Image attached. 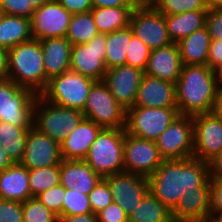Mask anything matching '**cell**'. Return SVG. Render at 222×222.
I'll return each instance as SVG.
<instances>
[{"mask_svg":"<svg viewBox=\"0 0 222 222\" xmlns=\"http://www.w3.org/2000/svg\"><path fill=\"white\" fill-rule=\"evenodd\" d=\"M99 34L90 12L72 15L66 38L72 45L88 43Z\"/></svg>","mask_w":222,"mask_h":222,"instance_id":"d6a6232c","label":"cell"},{"mask_svg":"<svg viewBox=\"0 0 222 222\" xmlns=\"http://www.w3.org/2000/svg\"><path fill=\"white\" fill-rule=\"evenodd\" d=\"M211 207L210 214L222 217V177H210Z\"/></svg>","mask_w":222,"mask_h":222,"instance_id":"ee69618b","label":"cell"},{"mask_svg":"<svg viewBox=\"0 0 222 222\" xmlns=\"http://www.w3.org/2000/svg\"><path fill=\"white\" fill-rule=\"evenodd\" d=\"M211 188L195 187L182 193L171 211L173 222H206L210 217Z\"/></svg>","mask_w":222,"mask_h":222,"instance_id":"d6986e66","label":"cell"},{"mask_svg":"<svg viewBox=\"0 0 222 222\" xmlns=\"http://www.w3.org/2000/svg\"><path fill=\"white\" fill-rule=\"evenodd\" d=\"M28 130L24 126L0 122V144L15 163L23 158Z\"/></svg>","mask_w":222,"mask_h":222,"instance_id":"1f68e13d","label":"cell"},{"mask_svg":"<svg viewBox=\"0 0 222 222\" xmlns=\"http://www.w3.org/2000/svg\"><path fill=\"white\" fill-rule=\"evenodd\" d=\"M59 222H97V215L94 213L63 216Z\"/></svg>","mask_w":222,"mask_h":222,"instance_id":"681fc988","label":"cell"},{"mask_svg":"<svg viewBox=\"0 0 222 222\" xmlns=\"http://www.w3.org/2000/svg\"><path fill=\"white\" fill-rule=\"evenodd\" d=\"M164 161L156 141L125 133L123 164L124 172L151 176Z\"/></svg>","mask_w":222,"mask_h":222,"instance_id":"8fae6325","label":"cell"},{"mask_svg":"<svg viewBox=\"0 0 222 222\" xmlns=\"http://www.w3.org/2000/svg\"><path fill=\"white\" fill-rule=\"evenodd\" d=\"M72 14L57 0L35 8L31 17V32L36 40L66 37Z\"/></svg>","mask_w":222,"mask_h":222,"instance_id":"5bb4252c","label":"cell"},{"mask_svg":"<svg viewBox=\"0 0 222 222\" xmlns=\"http://www.w3.org/2000/svg\"><path fill=\"white\" fill-rule=\"evenodd\" d=\"M96 81L68 70L48 81L40 94L53 104L83 111L89 91Z\"/></svg>","mask_w":222,"mask_h":222,"instance_id":"8992f818","label":"cell"},{"mask_svg":"<svg viewBox=\"0 0 222 222\" xmlns=\"http://www.w3.org/2000/svg\"><path fill=\"white\" fill-rule=\"evenodd\" d=\"M133 35L130 26L106 34L105 64L107 69L126 65L127 47Z\"/></svg>","mask_w":222,"mask_h":222,"instance_id":"4dcf8cb0","label":"cell"},{"mask_svg":"<svg viewBox=\"0 0 222 222\" xmlns=\"http://www.w3.org/2000/svg\"><path fill=\"white\" fill-rule=\"evenodd\" d=\"M102 179L84 160H65L60 164V184L88 195Z\"/></svg>","mask_w":222,"mask_h":222,"instance_id":"603a6c76","label":"cell"},{"mask_svg":"<svg viewBox=\"0 0 222 222\" xmlns=\"http://www.w3.org/2000/svg\"><path fill=\"white\" fill-rule=\"evenodd\" d=\"M134 106L177 108L175 83L161 80L144 73L138 87Z\"/></svg>","mask_w":222,"mask_h":222,"instance_id":"ffe728a7","label":"cell"},{"mask_svg":"<svg viewBox=\"0 0 222 222\" xmlns=\"http://www.w3.org/2000/svg\"><path fill=\"white\" fill-rule=\"evenodd\" d=\"M218 75V85L219 87H222V67L217 71Z\"/></svg>","mask_w":222,"mask_h":222,"instance_id":"680465c9","label":"cell"},{"mask_svg":"<svg viewBox=\"0 0 222 222\" xmlns=\"http://www.w3.org/2000/svg\"><path fill=\"white\" fill-rule=\"evenodd\" d=\"M208 10L188 11L165 15L168 34L173 43H178L191 33L205 27Z\"/></svg>","mask_w":222,"mask_h":222,"instance_id":"4316f807","label":"cell"},{"mask_svg":"<svg viewBox=\"0 0 222 222\" xmlns=\"http://www.w3.org/2000/svg\"><path fill=\"white\" fill-rule=\"evenodd\" d=\"M151 50L135 35L128 43L126 65L145 71Z\"/></svg>","mask_w":222,"mask_h":222,"instance_id":"8d00e7d4","label":"cell"},{"mask_svg":"<svg viewBox=\"0 0 222 222\" xmlns=\"http://www.w3.org/2000/svg\"><path fill=\"white\" fill-rule=\"evenodd\" d=\"M207 9L222 7V0H202Z\"/></svg>","mask_w":222,"mask_h":222,"instance_id":"9f6ffc18","label":"cell"},{"mask_svg":"<svg viewBox=\"0 0 222 222\" xmlns=\"http://www.w3.org/2000/svg\"><path fill=\"white\" fill-rule=\"evenodd\" d=\"M133 7H93V15L99 34H109L130 24Z\"/></svg>","mask_w":222,"mask_h":222,"instance_id":"f1b7e54d","label":"cell"},{"mask_svg":"<svg viewBox=\"0 0 222 222\" xmlns=\"http://www.w3.org/2000/svg\"><path fill=\"white\" fill-rule=\"evenodd\" d=\"M155 9L164 15L208 10L202 0H160Z\"/></svg>","mask_w":222,"mask_h":222,"instance_id":"74e56055","label":"cell"},{"mask_svg":"<svg viewBox=\"0 0 222 222\" xmlns=\"http://www.w3.org/2000/svg\"><path fill=\"white\" fill-rule=\"evenodd\" d=\"M33 38L31 19L3 14L0 19V47L10 49Z\"/></svg>","mask_w":222,"mask_h":222,"instance_id":"83f0119b","label":"cell"},{"mask_svg":"<svg viewBox=\"0 0 222 222\" xmlns=\"http://www.w3.org/2000/svg\"><path fill=\"white\" fill-rule=\"evenodd\" d=\"M72 15L90 12L93 8L91 0H57Z\"/></svg>","mask_w":222,"mask_h":222,"instance_id":"7dc6e473","label":"cell"},{"mask_svg":"<svg viewBox=\"0 0 222 222\" xmlns=\"http://www.w3.org/2000/svg\"><path fill=\"white\" fill-rule=\"evenodd\" d=\"M60 144L32 126L27 133L26 146L20 163L28 170L60 165Z\"/></svg>","mask_w":222,"mask_h":222,"instance_id":"e0dca14e","label":"cell"},{"mask_svg":"<svg viewBox=\"0 0 222 222\" xmlns=\"http://www.w3.org/2000/svg\"><path fill=\"white\" fill-rule=\"evenodd\" d=\"M160 0H129L133 8H155Z\"/></svg>","mask_w":222,"mask_h":222,"instance_id":"11a10c76","label":"cell"},{"mask_svg":"<svg viewBox=\"0 0 222 222\" xmlns=\"http://www.w3.org/2000/svg\"><path fill=\"white\" fill-rule=\"evenodd\" d=\"M143 74V71L131 66H116L107 69L102 81L116 101L127 111L134 106Z\"/></svg>","mask_w":222,"mask_h":222,"instance_id":"ac0fdd59","label":"cell"},{"mask_svg":"<svg viewBox=\"0 0 222 222\" xmlns=\"http://www.w3.org/2000/svg\"><path fill=\"white\" fill-rule=\"evenodd\" d=\"M82 113L102 128L126 126V110L116 101L103 81H96L91 87Z\"/></svg>","mask_w":222,"mask_h":222,"instance_id":"ba28073f","label":"cell"},{"mask_svg":"<svg viewBox=\"0 0 222 222\" xmlns=\"http://www.w3.org/2000/svg\"><path fill=\"white\" fill-rule=\"evenodd\" d=\"M37 94L10 79L0 80V122L30 129Z\"/></svg>","mask_w":222,"mask_h":222,"instance_id":"52a82bcc","label":"cell"},{"mask_svg":"<svg viewBox=\"0 0 222 222\" xmlns=\"http://www.w3.org/2000/svg\"><path fill=\"white\" fill-rule=\"evenodd\" d=\"M128 222H173L171 211L150 191L128 215Z\"/></svg>","mask_w":222,"mask_h":222,"instance_id":"f546056e","label":"cell"},{"mask_svg":"<svg viewBox=\"0 0 222 222\" xmlns=\"http://www.w3.org/2000/svg\"><path fill=\"white\" fill-rule=\"evenodd\" d=\"M205 26L211 40H222V7L208 9Z\"/></svg>","mask_w":222,"mask_h":222,"instance_id":"7bdbcfd3","label":"cell"},{"mask_svg":"<svg viewBox=\"0 0 222 222\" xmlns=\"http://www.w3.org/2000/svg\"><path fill=\"white\" fill-rule=\"evenodd\" d=\"M89 203L94 214L105 209L113 202L107 181L102 178L95 188L88 194Z\"/></svg>","mask_w":222,"mask_h":222,"instance_id":"f35d334b","label":"cell"},{"mask_svg":"<svg viewBox=\"0 0 222 222\" xmlns=\"http://www.w3.org/2000/svg\"><path fill=\"white\" fill-rule=\"evenodd\" d=\"M125 128H102L84 159L102 178L124 172Z\"/></svg>","mask_w":222,"mask_h":222,"instance_id":"277c9868","label":"cell"},{"mask_svg":"<svg viewBox=\"0 0 222 222\" xmlns=\"http://www.w3.org/2000/svg\"><path fill=\"white\" fill-rule=\"evenodd\" d=\"M28 175L32 197L60 185V165L31 169Z\"/></svg>","mask_w":222,"mask_h":222,"instance_id":"836d02e7","label":"cell"},{"mask_svg":"<svg viewBox=\"0 0 222 222\" xmlns=\"http://www.w3.org/2000/svg\"><path fill=\"white\" fill-rule=\"evenodd\" d=\"M164 160L193 157L194 136L192 116L178 115L156 140Z\"/></svg>","mask_w":222,"mask_h":222,"instance_id":"30bf717a","label":"cell"},{"mask_svg":"<svg viewBox=\"0 0 222 222\" xmlns=\"http://www.w3.org/2000/svg\"><path fill=\"white\" fill-rule=\"evenodd\" d=\"M182 66L177 43H172L150 52L144 73L161 80L176 83Z\"/></svg>","mask_w":222,"mask_h":222,"instance_id":"44dd1931","label":"cell"},{"mask_svg":"<svg viewBox=\"0 0 222 222\" xmlns=\"http://www.w3.org/2000/svg\"><path fill=\"white\" fill-rule=\"evenodd\" d=\"M15 162L10 158L4 147L0 144V172L6 170Z\"/></svg>","mask_w":222,"mask_h":222,"instance_id":"db71d44e","label":"cell"},{"mask_svg":"<svg viewBox=\"0 0 222 222\" xmlns=\"http://www.w3.org/2000/svg\"><path fill=\"white\" fill-rule=\"evenodd\" d=\"M148 180L149 191L172 211L182 193L210 187L208 162L195 157L164 160Z\"/></svg>","mask_w":222,"mask_h":222,"instance_id":"6da1fadb","label":"cell"},{"mask_svg":"<svg viewBox=\"0 0 222 222\" xmlns=\"http://www.w3.org/2000/svg\"><path fill=\"white\" fill-rule=\"evenodd\" d=\"M85 118L82 111L53 104L37 96L33 111V126L59 144Z\"/></svg>","mask_w":222,"mask_h":222,"instance_id":"5b68a950","label":"cell"},{"mask_svg":"<svg viewBox=\"0 0 222 222\" xmlns=\"http://www.w3.org/2000/svg\"><path fill=\"white\" fill-rule=\"evenodd\" d=\"M46 79L49 81L70 70L72 44L66 37L40 40Z\"/></svg>","mask_w":222,"mask_h":222,"instance_id":"cb8c5ba5","label":"cell"},{"mask_svg":"<svg viewBox=\"0 0 222 222\" xmlns=\"http://www.w3.org/2000/svg\"><path fill=\"white\" fill-rule=\"evenodd\" d=\"M93 7H132L129 0H91Z\"/></svg>","mask_w":222,"mask_h":222,"instance_id":"f907efd6","label":"cell"},{"mask_svg":"<svg viewBox=\"0 0 222 222\" xmlns=\"http://www.w3.org/2000/svg\"><path fill=\"white\" fill-rule=\"evenodd\" d=\"M64 195L65 197L62 203V217L93 213L88 195L68 188H65Z\"/></svg>","mask_w":222,"mask_h":222,"instance_id":"d590c367","label":"cell"},{"mask_svg":"<svg viewBox=\"0 0 222 222\" xmlns=\"http://www.w3.org/2000/svg\"><path fill=\"white\" fill-rule=\"evenodd\" d=\"M218 88L217 72L208 65H183L175 83L179 115L211 113Z\"/></svg>","mask_w":222,"mask_h":222,"instance_id":"7a4b0ae2","label":"cell"},{"mask_svg":"<svg viewBox=\"0 0 222 222\" xmlns=\"http://www.w3.org/2000/svg\"><path fill=\"white\" fill-rule=\"evenodd\" d=\"M102 127L84 118L60 143V153L65 160H84Z\"/></svg>","mask_w":222,"mask_h":222,"instance_id":"7402d4cb","label":"cell"},{"mask_svg":"<svg viewBox=\"0 0 222 222\" xmlns=\"http://www.w3.org/2000/svg\"><path fill=\"white\" fill-rule=\"evenodd\" d=\"M0 8L3 14L21 16L31 19L35 8L27 0H0Z\"/></svg>","mask_w":222,"mask_h":222,"instance_id":"60d3db41","label":"cell"},{"mask_svg":"<svg viewBox=\"0 0 222 222\" xmlns=\"http://www.w3.org/2000/svg\"><path fill=\"white\" fill-rule=\"evenodd\" d=\"M2 15H3V12H2V10L0 8V19H1Z\"/></svg>","mask_w":222,"mask_h":222,"instance_id":"94428289","label":"cell"},{"mask_svg":"<svg viewBox=\"0 0 222 222\" xmlns=\"http://www.w3.org/2000/svg\"><path fill=\"white\" fill-rule=\"evenodd\" d=\"M97 222H128V215L115 202L109 204L97 214Z\"/></svg>","mask_w":222,"mask_h":222,"instance_id":"f6af8a7d","label":"cell"},{"mask_svg":"<svg viewBox=\"0 0 222 222\" xmlns=\"http://www.w3.org/2000/svg\"><path fill=\"white\" fill-rule=\"evenodd\" d=\"M209 176L222 177V152L208 161Z\"/></svg>","mask_w":222,"mask_h":222,"instance_id":"c3c4849f","label":"cell"},{"mask_svg":"<svg viewBox=\"0 0 222 222\" xmlns=\"http://www.w3.org/2000/svg\"><path fill=\"white\" fill-rule=\"evenodd\" d=\"M207 65L216 72L222 67V40H211Z\"/></svg>","mask_w":222,"mask_h":222,"instance_id":"bcb514c9","label":"cell"},{"mask_svg":"<svg viewBox=\"0 0 222 222\" xmlns=\"http://www.w3.org/2000/svg\"><path fill=\"white\" fill-rule=\"evenodd\" d=\"M23 222H59V217L43 205L37 197H31L22 203Z\"/></svg>","mask_w":222,"mask_h":222,"instance_id":"e575fe53","label":"cell"},{"mask_svg":"<svg viewBox=\"0 0 222 222\" xmlns=\"http://www.w3.org/2000/svg\"><path fill=\"white\" fill-rule=\"evenodd\" d=\"M211 37L207 27L191 33L177 43L183 65H207Z\"/></svg>","mask_w":222,"mask_h":222,"instance_id":"484cf974","label":"cell"},{"mask_svg":"<svg viewBox=\"0 0 222 222\" xmlns=\"http://www.w3.org/2000/svg\"><path fill=\"white\" fill-rule=\"evenodd\" d=\"M212 113L222 120V87H219L217 90L214 106Z\"/></svg>","mask_w":222,"mask_h":222,"instance_id":"f5cc1de1","label":"cell"},{"mask_svg":"<svg viewBox=\"0 0 222 222\" xmlns=\"http://www.w3.org/2000/svg\"><path fill=\"white\" fill-rule=\"evenodd\" d=\"M178 115L177 108L133 106L126 111L125 130L133 136L156 141Z\"/></svg>","mask_w":222,"mask_h":222,"instance_id":"9c48e42d","label":"cell"},{"mask_svg":"<svg viewBox=\"0 0 222 222\" xmlns=\"http://www.w3.org/2000/svg\"><path fill=\"white\" fill-rule=\"evenodd\" d=\"M106 34H98L88 43L72 45L70 70L102 81L107 72L105 64Z\"/></svg>","mask_w":222,"mask_h":222,"instance_id":"7c38bea8","label":"cell"},{"mask_svg":"<svg viewBox=\"0 0 222 222\" xmlns=\"http://www.w3.org/2000/svg\"><path fill=\"white\" fill-rule=\"evenodd\" d=\"M129 26L151 51L173 43L168 34L165 15L155 8H134Z\"/></svg>","mask_w":222,"mask_h":222,"instance_id":"4fadbf2b","label":"cell"},{"mask_svg":"<svg viewBox=\"0 0 222 222\" xmlns=\"http://www.w3.org/2000/svg\"><path fill=\"white\" fill-rule=\"evenodd\" d=\"M193 157L208 162L222 152V120L212 112L192 116Z\"/></svg>","mask_w":222,"mask_h":222,"instance_id":"9a60e30c","label":"cell"},{"mask_svg":"<svg viewBox=\"0 0 222 222\" xmlns=\"http://www.w3.org/2000/svg\"><path fill=\"white\" fill-rule=\"evenodd\" d=\"M9 76L8 49L0 47V80H6Z\"/></svg>","mask_w":222,"mask_h":222,"instance_id":"816d5d0a","label":"cell"},{"mask_svg":"<svg viewBox=\"0 0 222 222\" xmlns=\"http://www.w3.org/2000/svg\"><path fill=\"white\" fill-rule=\"evenodd\" d=\"M64 194L65 187L60 184L44 192H41L36 197L43 205H45L48 209L52 210L60 218L62 217V203L65 197Z\"/></svg>","mask_w":222,"mask_h":222,"instance_id":"ab89813d","label":"cell"},{"mask_svg":"<svg viewBox=\"0 0 222 222\" xmlns=\"http://www.w3.org/2000/svg\"><path fill=\"white\" fill-rule=\"evenodd\" d=\"M28 169L16 162L0 172V199L25 202L31 198Z\"/></svg>","mask_w":222,"mask_h":222,"instance_id":"d4e9b609","label":"cell"},{"mask_svg":"<svg viewBox=\"0 0 222 222\" xmlns=\"http://www.w3.org/2000/svg\"><path fill=\"white\" fill-rule=\"evenodd\" d=\"M108 183L113 202L117 203L127 215L134 211L138 203L149 192L148 177L122 172L104 177Z\"/></svg>","mask_w":222,"mask_h":222,"instance_id":"2e32d148","label":"cell"},{"mask_svg":"<svg viewBox=\"0 0 222 222\" xmlns=\"http://www.w3.org/2000/svg\"><path fill=\"white\" fill-rule=\"evenodd\" d=\"M206 222H222V217L218 218L215 216H211Z\"/></svg>","mask_w":222,"mask_h":222,"instance_id":"91938a15","label":"cell"},{"mask_svg":"<svg viewBox=\"0 0 222 222\" xmlns=\"http://www.w3.org/2000/svg\"><path fill=\"white\" fill-rule=\"evenodd\" d=\"M8 64V79L37 95L45 90L48 80L40 40L32 38L8 49Z\"/></svg>","mask_w":222,"mask_h":222,"instance_id":"3957f363","label":"cell"},{"mask_svg":"<svg viewBox=\"0 0 222 222\" xmlns=\"http://www.w3.org/2000/svg\"><path fill=\"white\" fill-rule=\"evenodd\" d=\"M0 222H23L22 202L0 199Z\"/></svg>","mask_w":222,"mask_h":222,"instance_id":"b9f144b4","label":"cell"},{"mask_svg":"<svg viewBox=\"0 0 222 222\" xmlns=\"http://www.w3.org/2000/svg\"><path fill=\"white\" fill-rule=\"evenodd\" d=\"M30 1L34 8L40 7L44 3H47L51 0H27Z\"/></svg>","mask_w":222,"mask_h":222,"instance_id":"6f0895ef","label":"cell"}]
</instances>
